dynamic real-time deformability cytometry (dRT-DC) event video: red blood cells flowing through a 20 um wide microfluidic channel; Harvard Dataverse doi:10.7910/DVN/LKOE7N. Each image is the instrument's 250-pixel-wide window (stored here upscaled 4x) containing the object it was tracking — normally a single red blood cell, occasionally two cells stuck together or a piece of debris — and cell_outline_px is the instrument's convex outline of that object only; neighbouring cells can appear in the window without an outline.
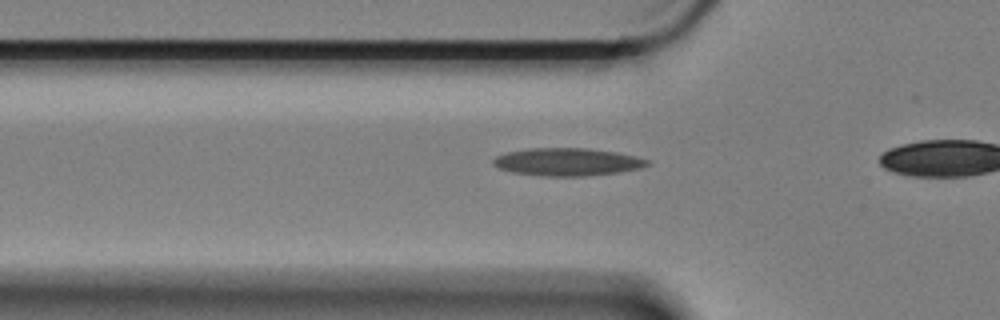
{"species": "Egyptian fruit bat (a non-hibernating species)", "species_latin": "Rousettus aegyptiacus", "temperature_condition": "cold", "stored_images_in_passage": 32, "camera_frame_rate_fps": 3000, "um_per_image_px": 0.085, "animal": {"sex": "female"}, "frame": {"image": 1, "passage_image": 4, "time_ms": 1.0, "image_size_px": [1000, 320], "cell_outline_px": [[648, 164], [640, 168], [620, 172], [584, 176], [548, 176], [512, 172], [500, 168], [492, 164], [492, 160], [496, 156], [508, 152], [528, 148], [588, 148], [616, 152], [648, 160]], "centroid_in_image_um": [48.19, 13.76], "position_along_channel_um": 77.6, "area_um2": 24.62}}
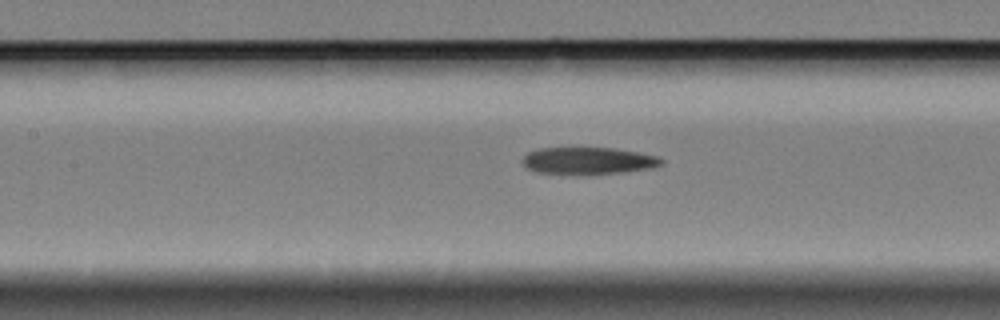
{"frame": {"image": 2, "passage_image": 11, "time_ms": 3.333, "image_size_px": [1000, 320], "cell_outline_px": [[664, 164], [652, 168], [624, 172], [536, 172], [528, 168], [524, 164], [524, 156], [528, 152], [540, 148], [612, 148], [636, 152], [656, 156], [664, 160]], "centroid_in_image_um": [50.05, 13.63], "position_along_channel_um": 157.3, "area_um2": 20.92}}
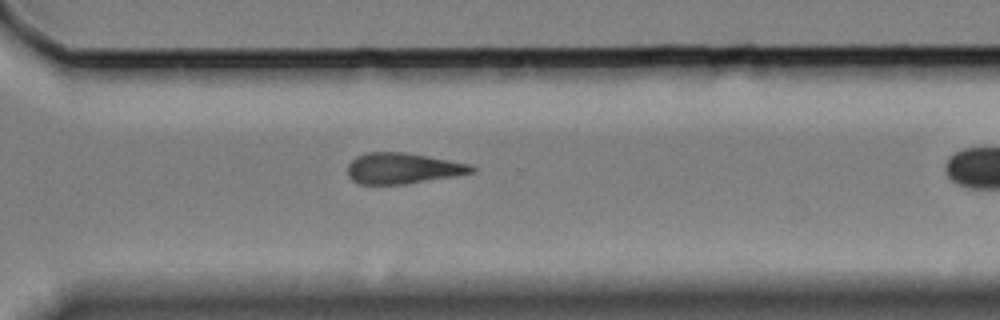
{"frame": {"image": 3, "passage_image": 27, "time_ms": 8.667, "image_size_px": [1000, 320], "cell_outline_px": [[476, 172], [404, 184], [360, 184], [352, 180], [348, 176], [348, 164], [356, 156], [368, 152], [400, 152], [472, 164], [476, 168]], "centroid_in_image_um": [34.22, 14.31], "position_along_channel_um": 336.4, "area_um2": 22.02}}